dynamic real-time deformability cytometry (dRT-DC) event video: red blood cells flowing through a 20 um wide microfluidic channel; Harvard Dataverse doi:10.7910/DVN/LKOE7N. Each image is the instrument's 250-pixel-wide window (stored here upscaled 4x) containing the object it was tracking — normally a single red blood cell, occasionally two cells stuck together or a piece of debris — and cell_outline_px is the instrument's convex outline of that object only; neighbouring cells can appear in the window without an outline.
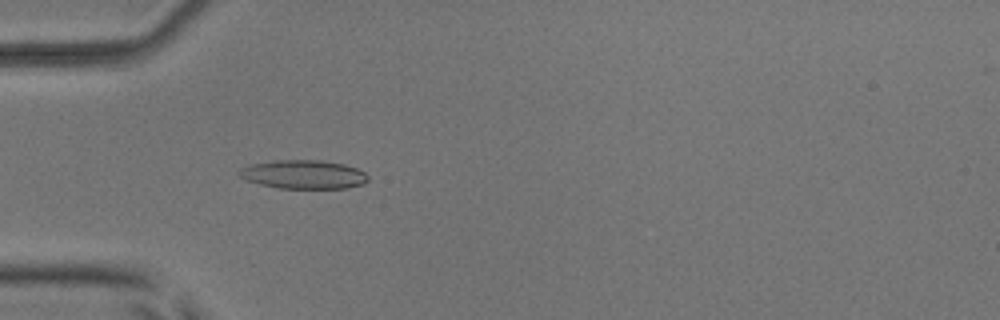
{"species": "common noctule bat (a hibernating species)", "species_latin": "Nyctalus noctula", "temperature_condition": "room temperature", "stored_images_in_passage": 53, "camera_frame_rate_fps": 3000, "um_per_image_px": 0.085, "animal": {"sex": "male", "body_mass_g": 17.9, "forearm_length_mm": 54.2}, "frame": {"image": 1, "passage_image": 17, "time_ms": 5.333, "image_size_px": [1000, 320], "cell_outline_px": [[368, 180], [364, 184], [348, 188], [280, 188], [260, 184], [248, 180], [240, 176], [240, 172], [244, 168], [252, 164], [276, 160], [320, 160], [344, 164], [356, 168], [364, 172], [368, 176]], "centroid_in_image_um": [25.87, 14.83], "position_along_channel_um": 59.1, "area_um2": 21.27}}
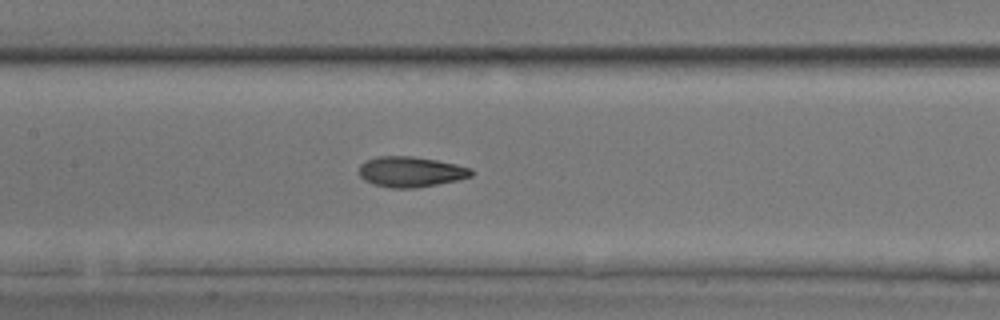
{"frame": {"image": 2, "passage_image": 26, "time_ms": 8.333, "image_size_px": [1000, 320], "cell_outline_px": [[472, 176], [456, 180], [416, 188], [388, 188], [372, 184], [364, 180], [360, 176], [360, 164], [376, 156], [412, 156], [436, 160], [456, 164], [472, 168]], "centroid_in_image_um": [34.89, 14.6], "position_along_channel_um": 172.5, "area_um2": 19.88}}
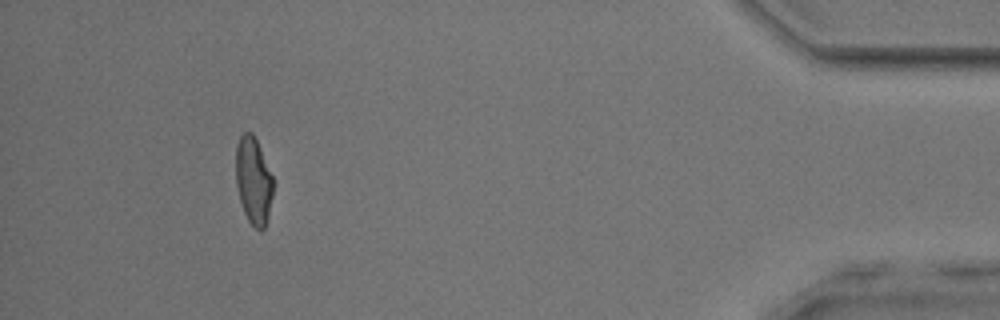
{"frame": {"image": 3, "passage_image": 49, "time_ms": 16.0, "image_size_px": [1000, 320], "cell_outline_px": [[276, 180], [268, 216], [264, 228], [260, 232], [248, 220], [244, 212], [240, 200], [236, 184], [236, 148], [240, 136], [244, 132], [252, 132]], "centroid_in_image_um": [21.58, 15.36], "position_along_channel_um": 413.6, "area_um2": 19.19}, "authors_computed_cell_mechanics": {"area_um2": 19.7098, "velocity_mm_per_s": 3.9459, "shape_relaxation_time_tau1_ms": 2.8764, "shape_relaxation_time_tau2_ms": 1.3914, "deformation_change_tau1": 0.1647, "deformation_change_tau2": 0.083}}